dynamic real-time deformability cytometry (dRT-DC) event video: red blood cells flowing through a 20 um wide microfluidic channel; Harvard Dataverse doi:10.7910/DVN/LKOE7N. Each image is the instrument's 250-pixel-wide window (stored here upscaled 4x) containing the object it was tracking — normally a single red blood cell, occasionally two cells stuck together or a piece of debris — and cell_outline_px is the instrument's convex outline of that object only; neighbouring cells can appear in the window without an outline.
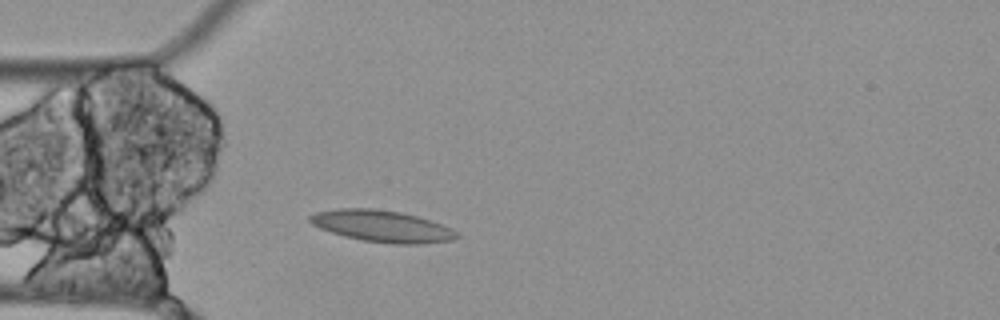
{"species": "Egyptian fruit bat (a non-hibernating species)", "species_latin": "Rousettus aegyptiacus", "temperature_condition": "cold", "stored_images_in_passage": 45, "camera_frame_rate_fps": 3000, "um_per_image_px": 0.085, "animal": {"sex": "female"}, "frame": {"image": 1, "passage_image": 9, "time_ms": 2.667, "image_size_px": [1000, 320], "cell_outline_px": [[460, 236], [452, 240], [416, 244], [392, 244], [360, 240], [344, 236], [320, 228], [312, 224], [308, 220], [308, 216], [316, 212], [336, 208], [372, 208], [400, 212], [416, 216], [440, 224], [456, 232]], "centroid_in_image_um": [32.41, 19.22], "position_along_channel_um": 52.6, "area_um2": 26.88}}
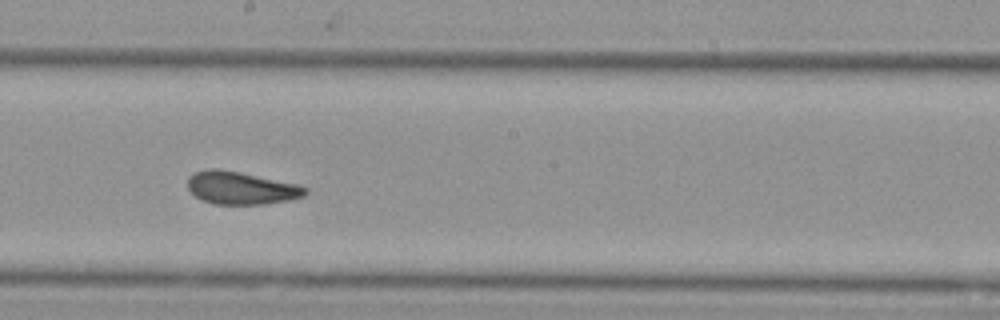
{"frame": {"image": 2, "passage_image": 24, "time_ms": 7.667, "image_size_px": [1000, 320], "cell_outline_px": [[308, 192], [304, 196], [288, 200], [264, 204], [212, 204], [200, 200], [188, 188], [188, 176], [192, 172], [208, 168], [216, 168], [240, 172], [296, 184], [308, 188]], "centroid_in_image_um": [20.45, 15.97], "position_along_channel_um": 227.8, "area_um2": 22.48}}
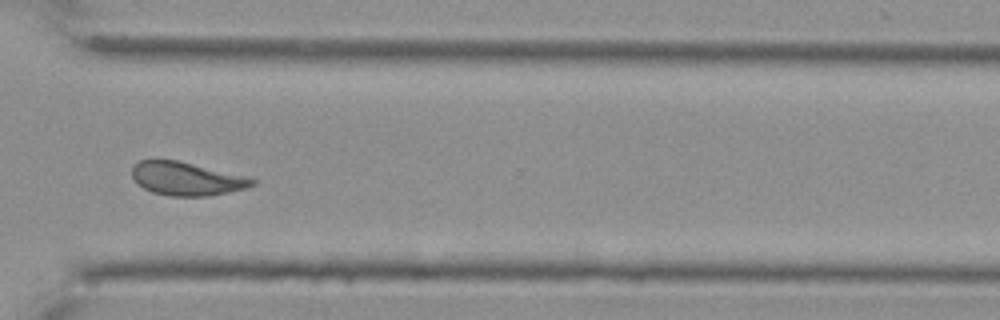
{"frame": {"image": 3, "passage_image": 35, "time_ms": 11.333, "image_size_px": [1000, 320], "cell_outline_px": [[256, 184], [248, 188], [208, 196], [168, 196], [152, 192], [144, 188], [132, 176], [132, 168], [140, 160], [176, 160], [248, 176], [256, 180]], "centroid_in_image_um": [15.91, 15.2], "position_along_channel_um": 354.7, "area_um2": 23.29}, "authors_computed_cell_mechanics": {"area_um2": 23.0044, "velocity_mm_per_s": 3.4441, "shape_relaxation_time_tau1_ms": null, "shape_relaxation_time_tau2_ms": 4.6568, "deformation_change_tau1": null, "deformation_change_tau2": 0.0307}}